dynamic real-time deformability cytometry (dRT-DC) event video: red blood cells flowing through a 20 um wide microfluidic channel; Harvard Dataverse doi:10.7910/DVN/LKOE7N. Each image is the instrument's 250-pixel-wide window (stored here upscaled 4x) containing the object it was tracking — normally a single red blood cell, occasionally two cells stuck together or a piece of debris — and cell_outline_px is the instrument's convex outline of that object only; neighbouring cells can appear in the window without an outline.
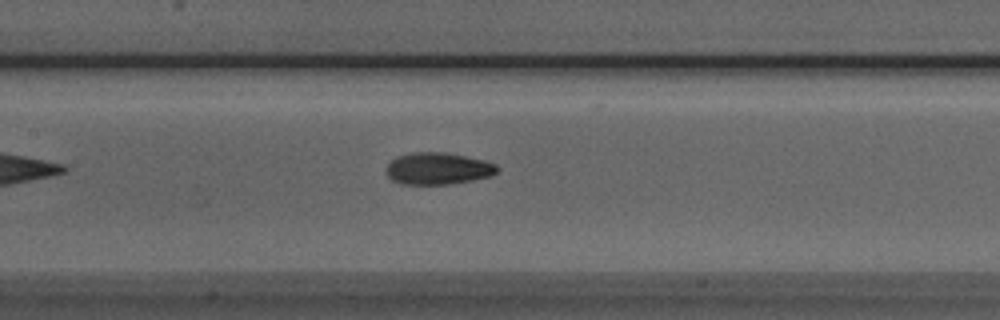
{"species": "Egyptian fruit bat (a non-hibernating species)", "species_latin": "Rousettus aegyptiacus", "temperature_condition": "room temperature", "stored_images_in_passage": 33, "camera_frame_rate_fps": 3000, "um_per_image_px": 0.085, "animal": {"sex": "male"}, "frame": {"image": 1, "passage_image": 9, "time_ms": 2.667, "image_size_px": [1000, 320], "cell_outline_px": [[500, 168], [496, 172], [488, 176], [472, 180], [448, 184], [400, 184], [392, 180], [384, 172], [384, 168], [396, 156], [412, 152], [444, 152], [484, 160], [496, 164]], "centroid_in_image_um": [37.17, 14.32], "position_along_channel_um": 170.2, "area_um2": 20.69}}
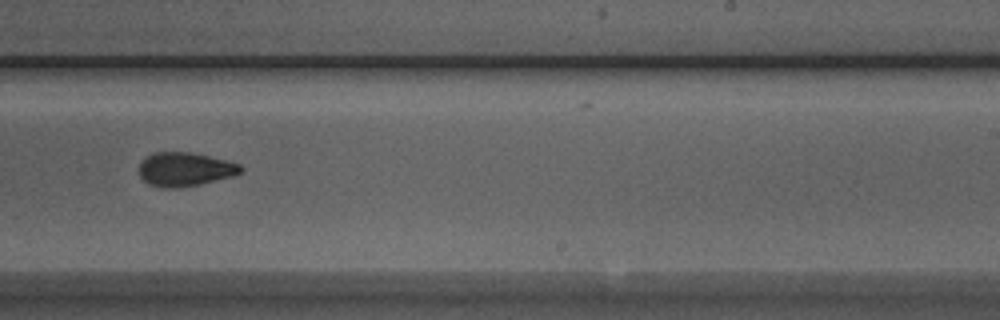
{"frame": {"image": 2, "passage_image": 17, "time_ms": 5.333, "image_size_px": [1000, 320], "cell_outline_px": [[244, 168], [240, 172], [232, 176], [200, 184], [176, 188], [164, 188], [148, 184], [140, 176], [140, 164], [152, 152], [188, 152], [208, 156], [240, 164]], "centroid_in_image_um": [15.71, 14.39], "position_along_channel_um": 273.3, "area_um2": 19.77}}
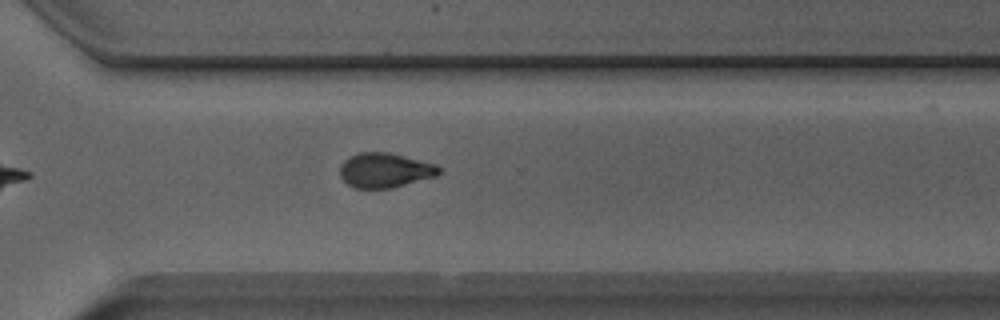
{"frame": {"image": 3, "passage_image": 22, "time_ms": 7.0, "image_size_px": [1000, 320], "cell_outline_px": [[440, 172], [436, 176], [392, 188], [352, 188], [340, 176], [340, 164], [348, 156], [360, 152], [388, 152], [436, 164], [440, 168]], "centroid_in_image_um": [32.69, 14.47], "position_along_channel_um": 337.9, "area_um2": 20.06}, "authors_computed_cell_mechanics": {"area_um2": 20.2878, "velocity_mm_per_s": 3.8844, "shape_relaxation_time_tau1_ms": 4.8072, "shape_relaxation_time_tau2_ms": 2.1144, "deformation_change_tau1": 0.1496, "deformation_change_tau2": 0.079}}